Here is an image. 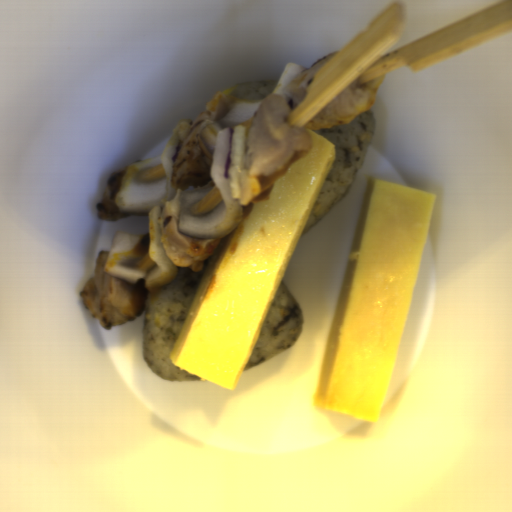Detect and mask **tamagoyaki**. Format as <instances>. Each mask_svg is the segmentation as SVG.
<instances>
[{
    "mask_svg": "<svg viewBox=\"0 0 512 512\" xmlns=\"http://www.w3.org/2000/svg\"><path fill=\"white\" fill-rule=\"evenodd\" d=\"M312 144L269 176L220 238L171 352L173 366L235 390L253 353L290 258L331 175L335 144L305 128Z\"/></svg>",
    "mask_w": 512,
    "mask_h": 512,
    "instance_id": "1",
    "label": "tamagoyaki"
},
{
    "mask_svg": "<svg viewBox=\"0 0 512 512\" xmlns=\"http://www.w3.org/2000/svg\"><path fill=\"white\" fill-rule=\"evenodd\" d=\"M437 194L364 183L313 405L377 422L404 329Z\"/></svg>",
    "mask_w": 512,
    "mask_h": 512,
    "instance_id": "2",
    "label": "tamagoyaki"
}]
</instances>
